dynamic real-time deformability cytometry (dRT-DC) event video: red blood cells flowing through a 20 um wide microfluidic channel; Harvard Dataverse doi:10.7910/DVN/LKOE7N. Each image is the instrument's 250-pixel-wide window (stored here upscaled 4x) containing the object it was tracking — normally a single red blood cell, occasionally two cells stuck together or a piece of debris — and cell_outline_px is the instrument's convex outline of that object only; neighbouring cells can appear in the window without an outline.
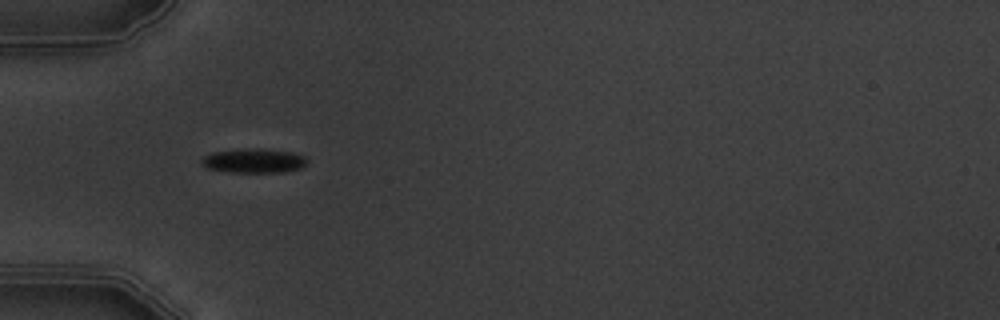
{"species": "common noctule bat (a hibernating species)", "species_latin": "Nyctalus noctula", "temperature_condition": "warm", "stored_images_in_passage": 5, "camera_frame_rate_fps": 3000, "um_per_image_px": 0.085, "animal": {"sex": "male", "body_mass_g": 19.5, "forearm_length_mm": 54.6}, "frame": {"image": 1, "passage_image": 4, "time_ms": 4.333, "image_size_px": [1000, 320], "cell_outline_px": [[308, 164], [304, 168], [284, 172], [228, 172], [208, 168], [200, 164], [200, 160], [204, 156], [212, 152], [248, 148], [264, 148], [292, 152], [304, 156], [308, 160]], "centroid_in_image_um": [21.61, 13.66], "position_along_channel_um": 63.4, "area_um2": 15.26}}